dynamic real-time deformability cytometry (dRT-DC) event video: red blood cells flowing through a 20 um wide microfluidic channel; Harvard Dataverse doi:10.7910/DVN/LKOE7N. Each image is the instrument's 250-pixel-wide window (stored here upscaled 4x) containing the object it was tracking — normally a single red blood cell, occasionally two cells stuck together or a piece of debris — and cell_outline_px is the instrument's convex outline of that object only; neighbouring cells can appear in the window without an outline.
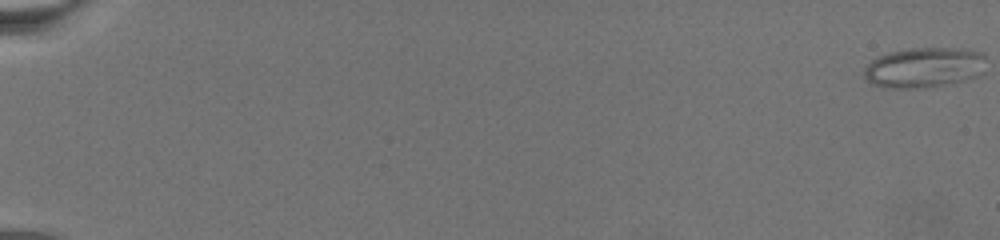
{"species": "common noctule bat (a hibernating species)", "species_latin": "Nyctalus noctula", "temperature_condition": "warm", "stored_images_in_passage": 27, "camera_frame_rate_fps": 3000, "um_per_image_px": 0.085, "animal": {"sex": "female", "body_mass_g": 19.5, "forearm_length_mm": 54.1}, "frame": {"image": 1, "passage_image": 1, "time_ms": 0.0, "image_size_px": [1000, 240], "cell_outline_px": [[984, 72], [980, 76], [968, 80], [928, 88], [884, 88], [872, 84], [864, 76], [864, 68], [876, 56], [888, 52], [912, 48], [960, 48], [984, 52]], "centroid_in_image_um": [78.58, 5.75], "position_along_channel_um": 6.4, "area_um2": 29.19}}
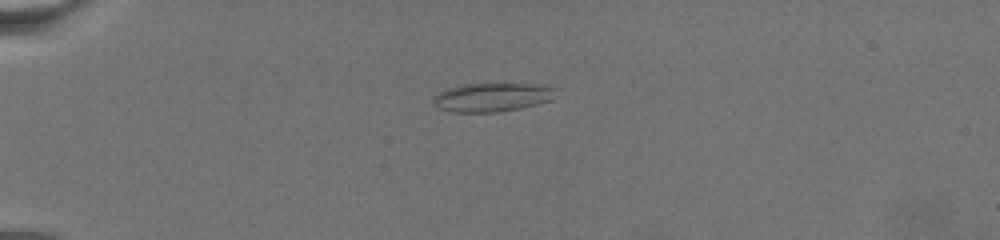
{"frame": {"image": 2, "passage_image": 22, "time_ms": 7.0, "image_size_px": [1000, 240], "cell_outline_px": [[552, 100], [520, 108], [500, 112], [452, 112], [440, 108], [432, 100], [440, 92], [448, 88], [460, 84], [528, 84], [552, 88]], "centroid_in_image_um": [41.76, 8.28], "position_along_channel_um": 43.2, "area_um2": 19.94}}